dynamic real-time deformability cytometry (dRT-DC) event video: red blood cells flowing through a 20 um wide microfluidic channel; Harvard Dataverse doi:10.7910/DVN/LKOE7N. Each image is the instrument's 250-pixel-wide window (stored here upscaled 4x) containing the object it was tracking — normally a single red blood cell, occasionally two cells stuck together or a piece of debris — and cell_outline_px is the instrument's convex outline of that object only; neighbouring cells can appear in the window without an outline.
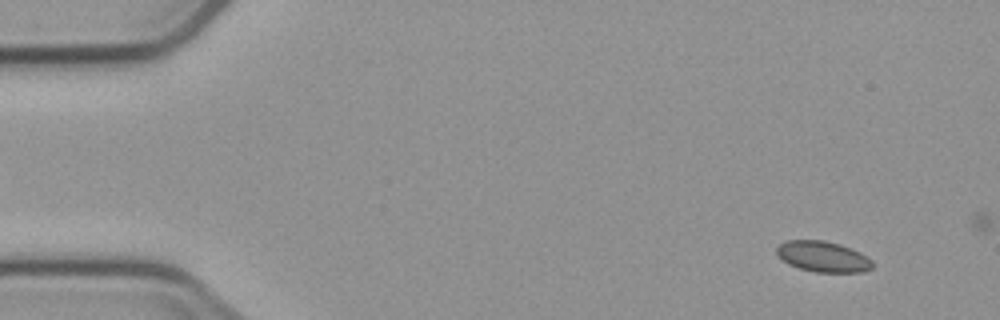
{"species": "common noctule bat (a hibernating species)", "species_latin": "Nyctalus noctula", "temperature_condition": "cold", "stored_images_in_passage": 4, "camera_frame_rate_fps": 3000, "um_per_image_px": 0.085, "animal": {"sex": "male", "body_mass_g": 23.1, "forearm_length_mm": 52.7}, "frame": {"image": 1, "passage_image": 1, "time_ms": 0.0, "image_size_px": [1000, 320], "cell_outline_px": [[872, 268], [864, 272], [816, 272], [800, 268], [788, 264], [776, 252], [776, 248], [784, 240], [824, 240], [840, 244], [860, 252], [872, 260]], "centroid_in_image_um": [69.96, 21.8], "position_along_channel_um": 15.0, "area_um2": 17.11}}